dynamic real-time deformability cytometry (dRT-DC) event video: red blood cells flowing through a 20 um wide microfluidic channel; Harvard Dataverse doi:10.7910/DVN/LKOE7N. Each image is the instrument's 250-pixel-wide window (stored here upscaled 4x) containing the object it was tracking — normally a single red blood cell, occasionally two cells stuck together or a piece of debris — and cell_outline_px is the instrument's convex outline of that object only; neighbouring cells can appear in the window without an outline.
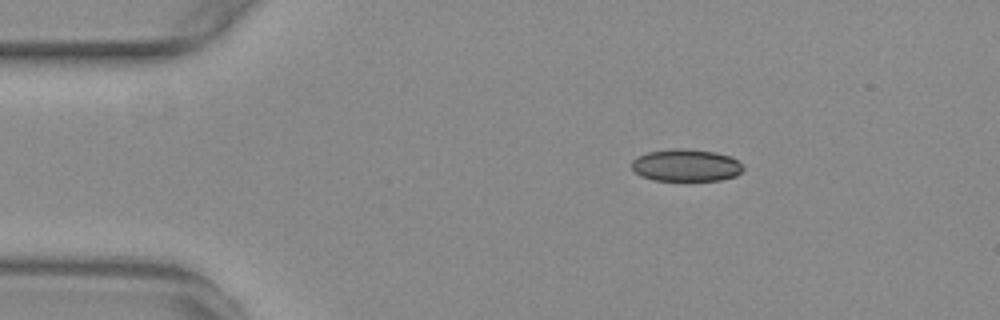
{"species": "common noctule bat (a hibernating species)", "species_latin": "Nyctalus noctula", "temperature_condition": "warm", "stored_images_in_passage": 47, "camera_frame_rate_fps": 3000, "um_per_image_px": 0.085, "animal": {"sex": "female", "body_mass_g": 29.2, "forearm_length_mm": 56.3}, "frame": {"image": 1, "passage_image": 1, "time_ms": 0.0, "image_size_px": [1000, 320], "cell_outline_px": [[744, 168], [736, 176], [720, 180], [652, 180], [640, 176], [632, 168], [632, 160], [636, 156], [648, 152], [672, 148], [688, 148], [716, 152], [732, 156], [744, 164]], "centroid_in_image_um": [58.33, 14.03], "position_along_channel_um": 26.7, "area_um2": 21.27}}
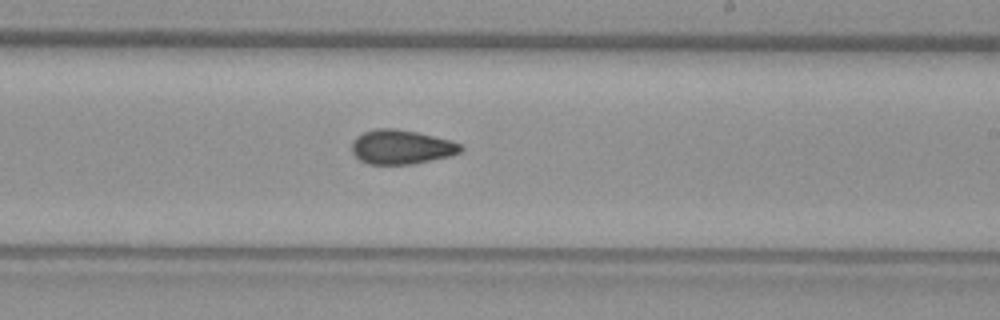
{"frame": {"image": 2, "passage_image": 24, "time_ms": 7.667, "image_size_px": [1000, 320], "cell_outline_px": [[464, 148], [460, 152], [448, 156], [412, 164], [368, 164], [360, 160], [352, 152], [352, 140], [356, 136], [364, 132], [376, 128], [396, 128], [416, 132], [452, 140], [460, 144]], "centroid_in_image_um": [34.09, 12.48], "position_along_channel_um": 254.9, "area_um2": 21.73}}
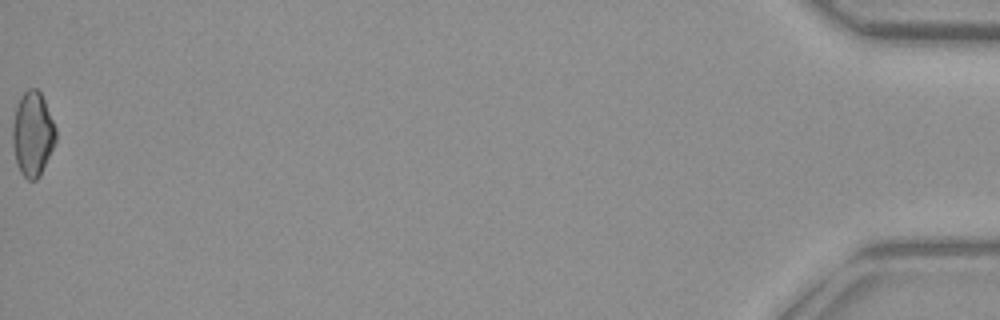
{"frame": {"image": 3, "passage_image": 47, "time_ms": 15.333, "image_size_px": [1000, 320], "cell_outline_px": [[56, 140], [40, 176], [36, 180], [28, 180], [20, 172], [16, 164], [12, 144], [12, 124], [16, 108], [20, 96], [28, 88], [36, 88], [40, 92], [44, 100], [56, 128]], "centroid_in_image_um": [2.76, 11.4], "position_along_channel_um": 432.4, "area_um2": 21.33}, "authors_computed_cell_mechanics": {"area_um2": 21.6172, "velocity_mm_per_s": 3.7538, "shape_relaxation_time_tau1_ms": null, "shape_relaxation_time_tau2_ms": 2.7946, "deformation_change_tau1": null, "deformation_change_tau2": 0.0802}}